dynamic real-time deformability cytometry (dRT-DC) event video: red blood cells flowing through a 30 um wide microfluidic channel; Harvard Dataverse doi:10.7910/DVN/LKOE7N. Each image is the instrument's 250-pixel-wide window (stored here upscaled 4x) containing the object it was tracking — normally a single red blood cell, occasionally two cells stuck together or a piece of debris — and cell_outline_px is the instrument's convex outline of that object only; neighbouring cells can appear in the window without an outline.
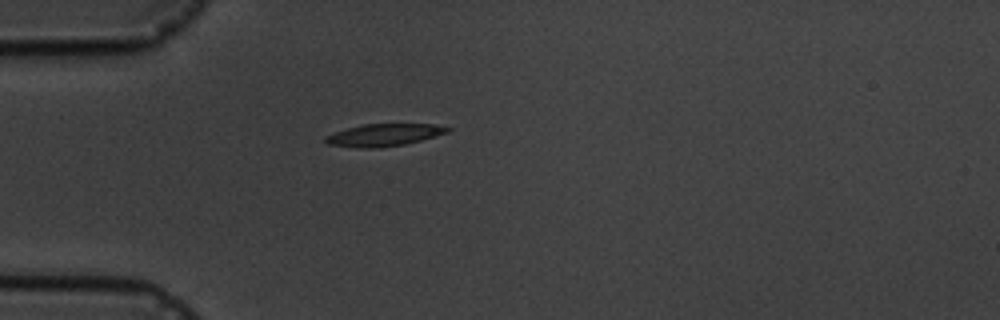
{"species": "common noctule bat (a hibernating species)", "species_latin": "Nyctalus noctula", "temperature_condition": "cold", "stored_images_in_passage": 2, "camera_frame_rate_fps": 3000, "um_per_image_px": 0.085, "animal": {"sex": "male", "body_mass_g": 19.5, "forearm_length_mm": 54.6}, "frame": {"image": 1, "passage_image": 1, "time_ms": 0.0, "image_size_px": [1000, 320], "cell_outline_px": [[452, 128], [448, 132], [420, 140], [404, 144], [376, 148], [356, 148], [328, 144], [324, 140], [328, 136], [336, 132], [348, 128], [364, 124], [436, 124]], "centroid_in_image_um": [32.65, 11.47], "position_along_channel_um": 52.3, "area_um2": 15.61}}